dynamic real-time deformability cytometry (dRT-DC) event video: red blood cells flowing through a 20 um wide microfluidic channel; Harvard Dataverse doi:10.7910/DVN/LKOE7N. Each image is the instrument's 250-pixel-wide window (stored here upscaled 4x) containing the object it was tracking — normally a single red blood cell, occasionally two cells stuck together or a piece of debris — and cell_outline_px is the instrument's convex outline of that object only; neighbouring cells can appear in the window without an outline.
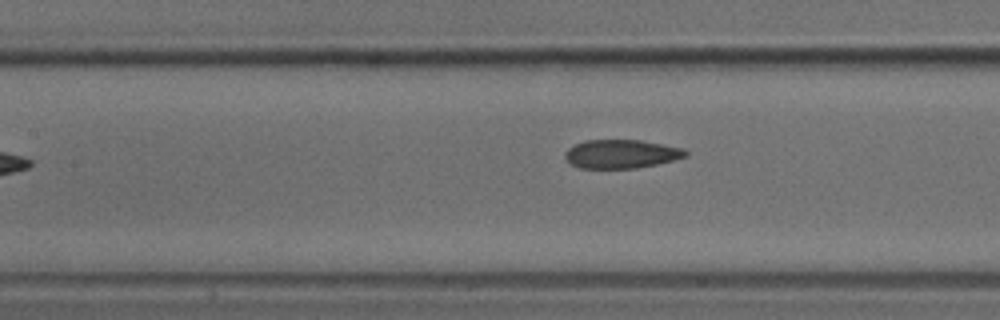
{"species": "common noctule bat (a hibernating species)", "species_latin": "Nyctalus noctula", "temperature_condition": "cold", "stored_images_in_passage": 8, "camera_frame_rate_fps": 3000, "um_per_image_px": 0.085, "animal": {"sex": "male", "body_mass_g": 18.8}, "frame": {"image": 1, "passage_image": 8, "time_ms": 2.333, "image_size_px": [1000, 320], "cell_outline_px": [[688, 156], [656, 164], [636, 168], [580, 168], [568, 164], [564, 156], [564, 152], [568, 148], [584, 140], [640, 140], [684, 148], [688, 152]], "centroid_in_image_um": [52.77, 13.09], "position_along_channel_um": 154.6, "area_um2": 20.23}}